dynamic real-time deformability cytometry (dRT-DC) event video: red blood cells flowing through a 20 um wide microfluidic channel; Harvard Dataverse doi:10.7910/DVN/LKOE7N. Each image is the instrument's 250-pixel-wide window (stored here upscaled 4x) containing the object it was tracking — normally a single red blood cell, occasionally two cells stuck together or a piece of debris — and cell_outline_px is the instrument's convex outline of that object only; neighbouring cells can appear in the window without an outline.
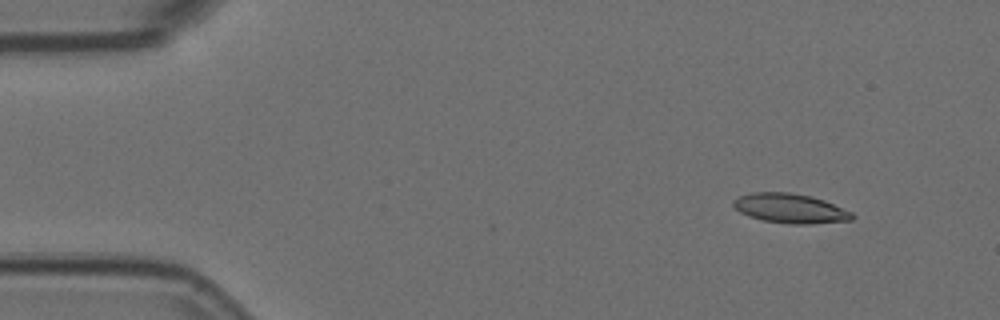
{"species": "Egyptian fruit bat (a non-hibernating species)", "species_latin": "Rousettus aegyptiacus", "temperature_condition": "room temperature", "stored_images_in_passage": 5, "camera_frame_rate_fps": 3000, "um_per_image_px": 0.085, "animal": {"sex": "female"}, "frame": {"image": 1, "passage_image": 2, "time_ms": 0.333, "image_size_px": [1000, 320], "cell_outline_px": [[856, 216], [852, 220], [812, 224], [792, 224], [764, 220], [748, 216], [740, 212], [732, 204], [732, 200], [740, 196], [752, 192], [788, 192], [812, 196], [824, 200], [852, 212]], "centroid_in_image_um": [67.18, 17.71], "position_along_channel_um": 17.8, "area_um2": 20.46}}
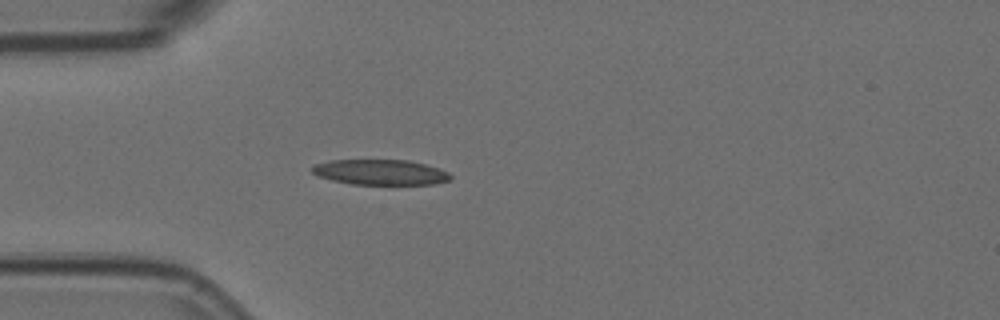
{"frame": {"image": 2, "passage_image": 5, "time_ms": 1.333, "image_size_px": [1000, 320], "cell_outline_px": [[452, 180], [432, 184], [352, 184], [332, 180], [320, 176], [312, 172], [308, 168], [312, 164], [332, 160], [408, 160], [440, 168], [448, 172], [452, 176]], "centroid_in_image_um": [32.32, 14.63], "position_along_channel_um": 52.7, "area_um2": 20.52}}